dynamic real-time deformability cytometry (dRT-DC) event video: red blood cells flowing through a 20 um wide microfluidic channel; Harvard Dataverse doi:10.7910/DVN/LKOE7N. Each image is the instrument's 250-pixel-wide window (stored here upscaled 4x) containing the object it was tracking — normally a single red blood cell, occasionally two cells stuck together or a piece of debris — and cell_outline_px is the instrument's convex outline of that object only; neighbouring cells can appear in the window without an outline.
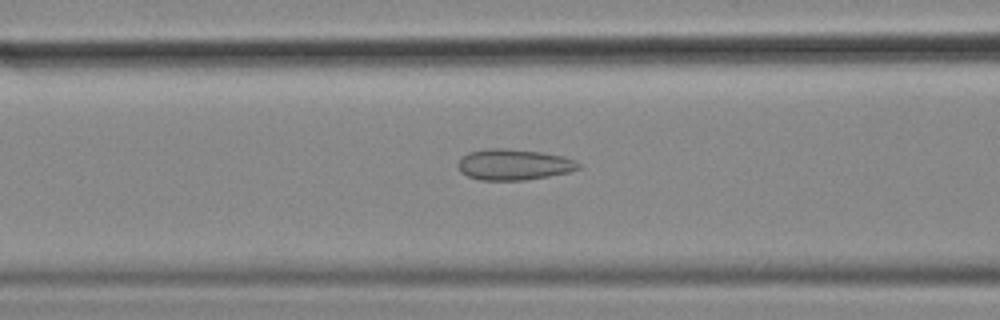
{"species": "common noctule bat (a hibernating species)", "species_latin": "Nyctalus noctula", "temperature_condition": "cold", "stored_images_in_passage": 52, "camera_frame_rate_fps": 3000, "um_per_image_px": 0.085, "animal": {"sex": "female", "body_mass_g": 18.4}, "frame": {"image": 1, "passage_image": 22, "time_ms": 7.0, "image_size_px": [1000, 320], "cell_outline_px": [[580, 168], [568, 172], [548, 176], [524, 180], [480, 180], [468, 176], [460, 172], [456, 164], [468, 152], [488, 148], [504, 148], [540, 152], [564, 156], [576, 160], [580, 164]], "centroid_in_image_um": [43.66, 13.98], "position_along_channel_um": 122.9, "area_um2": 21.73}}
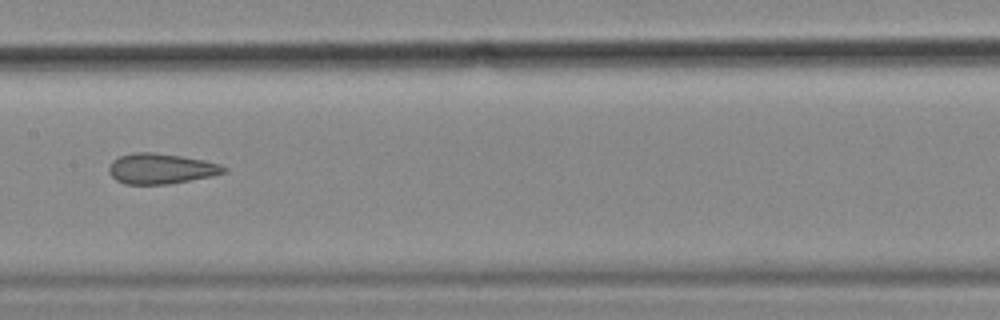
{"frame": {"image": 2, "passage_image": 28, "time_ms": 9.0, "image_size_px": [1000, 320], "cell_outline_px": [[228, 172], [212, 176], [168, 184], [124, 184], [116, 180], [108, 172], [108, 168], [112, 160], [120, 156], [132, 152], [152, 152], [180, 156], [204, 160], [220, 164], [228, 168]], "centroid_in_image_um": [13.68, 14.33], "position_along_channel_um": 193.7, "area_um2": 20.46}}
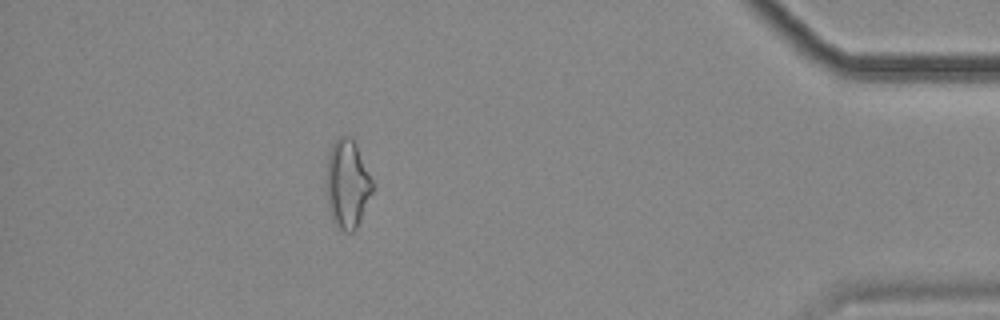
{"frame": {"image": 3, "passage_image": 50, "time_ms": 16.333, "image_size_px": [1000, 320], "cell_outline_px": [[372, 192], [360, 220], [356, 228], [352, 232], [344, 232], [336, 228], [332, 224], [328, 208], [324, 184], [324, 180], [328, 156], [332, 144], [340, 136], [352, 136], [356, 144], [372, 180]], "centroid_in_image_um": [29.46, 15.67], "position_along_channel_um": 405.7, "area_um2": 24.28}, "authors_computed_cell_mechanics": {"area_um2": 21.7617, "velocity_mm_per_s": 3.5452, "shape_relaxation_time_tau1_ms": null, "shape_relaxation_time_tau2_ms": 1.9904, "deformation_change_tau1": null, "deformation_change_tau2": 0.1036}}